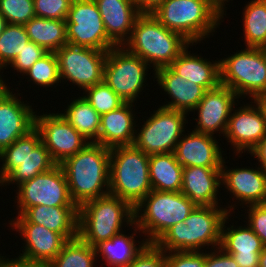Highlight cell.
I'll use <instances>...</instances> for the list:
<instances>
[{
  "label": "cell",
  "instance_id": "484cf974",
  "mask_svg": "<svg viewBox=\"0 0 266 267\" xmlns=\"http://www.w3.org/2000/svg\"><path fill=\"white\" fill-rule=\"evenodd\" d=\"M101 14L108 37L123 46L129 39L134 23L141 14L133 0H94ZM127 34V35H126Z\"/></svg>",
  "mask_w": 266,
  "mask_h": 267
},
{
  "label": "cell",
  "instance_id": "4fadbf2b",
  "mask_svg": "<svg viewBox=\"0 0 266 267\" xmlns=\"http://www.w3.org/2000/svg\"><path fill=\"white\" fill-rule=\"evenodd\" d=\"M17 210L21 215L27 208L45 206H76L73 202L65 172L61 165L36 175L17 186Z\"/></svg>",
  "mask_w": 266,
  "mask_h": 267
},
{
  "label": "cell",
  "instance_id": "681fc988",
  "mask_svg": "<svg viewBox=\"0 0 266 267\" xmlns=\"http://www.w3.org/2000/svg\"><path fill=\"white\" fill-rule=\"evenodd\" d=\"M258 267H266V246H264L260 253Z\"/></svg>",
  "mask_w": 266,
  "mask_h": 267
},
{
  "label": "cell",
  "instance_id": "83f0119b",
  "mask_svg": "<svg viewBox=\"0 0 266 267\" xmlns=\"http://www.w3.org/2000/svg\"><path fill=\"white\" fill-rule=\"evenodd\" d=\"M189 45L169 65L179 76L187 81L203 86L206 90L217 88L220 83V60L213 63L203 57L188 52Z\"/></svg>",
  "mask_w": 266,
  "mask_h": 267
},
{
  "label": "cell",
  "instance_id": "5b68a950",
  "mask_svg": "<svg viewBox=\"0 0 266 267\" xmlns=\"http://www.w3.org/2000/svg\"><path fill=\"white\" fill-rule=\"evenodd\" d=\"M123 222L134 225V207L109 193L79 207L78 236L95 247L120 233Z\"/></svg>",
  "mask_w": 266,
  "mask_h": 267
},
{
  "label": "cell",
  "instance_id": "277c9868",
  "mask_svg": "<svg viewBox=\"0 0 266 267\" xmlns=\"http://www.w3.org/2000/svg\"><path fill=\"white\" fill-rule=\"evenodd\" d=\"M152 15L196 45L215 32L225 14L211 0H166Z\"/></svg>",
  "mask_w": 266,
  "mask_h": 267
},
{
  "label": "cell",
  "instance_id": "2e32d148",
  "mask_svg": "<svg viewBox=\"0 0 266 267\" xmlns=\"http://www.w3.org/2000/svg\"><path fill=\"white\" fill-rule=\"evenodd\" d=\"M15 95L0 75V152L35 127L32 105Z\"/></svg>",
  "mask_w": 266,
  "mask_h": 267
},
{
  "label": "cell",
  "instance_id": "603a6c76",
  "mask_svg": "<svg viewBox=\"0 0 266 267\" xmlns=\"http://www.w3.org/2000/svg\"><path fill=\"white\" fill-rule=\"evenodd\" d=\"M229 216L222 223L220 248L232 255L239 267H258L260 253L265 245L247 225L226 228L225 222L228 223Z\"/></svg>",
  "mask_w": 266,
  "mask_h": 267
},
{
  "label": "cell",
  "instance_id": "8992f818",
  "mask_svg": "<svg viewBox=\"0 0 266 267\" xmlns=\"http://www.w3.org/2000/svg\"><path fill=\"white\" fill-rule=\"evenodd\" d=\"M195 207L182 192L152 190L134 207V231L148 234L146 241L154 244L170 227L184 221Z\"/></svg>",
  "mask_w": 266,
  "mask_h": 267
},
{
  "label": "cell",
  "instance_id": "836d02e7",
  "mask_svg": "<svg viewBox=\"0 0 266 267\" xmlns=\"http://www.w3.org/2000/svg\"><path fill=\"white\" fill-rule=\"evenodd\" d=\"M95 247L88 245L79 236L68 240L62 250L46 267H94Z\"/></svg>",
  "mask_w": 266,
  "mask_h": 267
},
{
  "label": "cell",
  "instance_id": "bcb514c9",
  "mask_svg": "<svg viewBox=\"0 0 266 267\" xmlns=\"http://www.w3.org/2000/svg\"><path fill=\"white\" fill-rule=\"evenodd\" d=\"M251 156L257 158L262 169L266 170V135L265 137L249 152Z\"/></svg>",
  "mask_w": 266,
  "mask_h": 267
},
{
  "label": "cell",
  "instance_id": "f6af8a7d",
  "mask_svg": "<svg viewBox=\"0 0 266 267\" xmlns=\"http://www.w3.org/2000/svg\"><path fill=\"white\" fill-rule=\"evenodd\" d=\"M140 13L152 14L166 0H133Z\"/></svg>",
  "mask_w": 266,
  "mask_h": 267
},
{
  "label": "cell",
  "instance_id": "1f68e13d",
  "mask_svg": "<svg viewBox=\"0 0 266 267\" xmlns=\"http://www.w3.org/2000/svg\"><path fill=\"white\" fill-rule=\"evenodd\" d=\"M65 110L64 113L60 114L78 133L82 134L88 142L99 143L101 115L83 95L74 99Z\"/></svg>",
  "mask_w": 266,
  "mask_h": 267
},
{
  "label": "cell",
  "instance_id": "7a4b0ae2",
  "mask_svg": "<svg viewBox=\"0 0 266 267\" xmlns=\"http://www.w3.org/2000/svg\"><path fill=\"white\" fill-rule=\"evenodd\" d=\"M229 206H196L184 221L170 227L154 244L164 252L201 251L209 245L217 250L223 220L236 205Z\"/></svg>",
  "mask_w": 266,
  "mask_h": 267
},
{
  "label": "cell",
  "instance_id": "60d3db41",
  "mask_svg": "<svg viewBox=\"0 0 266 267\" xmlns=\"http://www.w3.org/2000/svg\"><path fill=\"white\" fill-rule=\"evenodd\" d=\"M165 260L166 267H205V253L202 251L165 252Z\"/></svg>",
  "mask_w": 266,
  "mask_h": 267
},
{
  "label": "cell",
  "instance_id": "f1b7e54d",
  "mask_svg": "<svg viewBox=\"0 0 266 267\" xmlns=\"http://www.w3.org/2000/svg\"><path fill=\"white\" fill-rule=\"evenodd\" d=\"M149 178L152 190L180 192L183 166L173 152L149 155Z\"/></svg>",
  "mask_w": 266,
  "mask_h": 267
},
{
  "label": "cell",
  "instance_id": "4316f807",
  "mask_svg": "<svg viewBox=\"0 0 266 267\" xmlns=\"http://www.w3.org/2000/svg\"><path fill=\"white\" fill-rule=\"evenodd\" d=\"M133 107V103H125L120 108L101 115L99 144L108 148L133 145L137 131L134 128L136 123Z\"/></svg>",
  "mask_w": 266,
  "mask_h": 267
},
{
  "label": "cell",
  "instance_id": "d4e9b609",
  "mask_svg": "<svg viewBox=\"0 0 266 267\" xmlns=\"http://www.w3.org/2000/svg\"><path fill=\"white\" fill-rule=\"evenodd\" d=\"M221 168L184 167L181 191L196 206H218Z\"/></svg>",
  "mask_w": 266,
  "mask_h": 267
},
{
  "label": "cell",
  "instance_id": "ab89813d",
  "mask_svg": "<svg viewBox=\"0 0 266 267\" xmlns=\"http://www.w3.org/2000/svg\"><path fill=\"white\" fill-rule=\"evenodd\" d=\"M47 52L48 51H46L42 46H39L29 40L24 46V49L19 52L17 57L12 61L10 67H13L14 70L24 75V73Z\"/></svg>",
  "mask_w": 266,
  "mask_h": 267
},
{
  "label": "cell",
  "instance_id": "f907efd6",
  "mask_svg": "<svg viewBox=\"0 0 266 267\" xmlns=\"http://www.w3.org/2000/svg\"><path fill=\"white\" fill-rule=\"evenodd\" d=\"M215 5H217L223 12H226L224 11L225 8V4L226 2H228V0H211ZM226 1V2H225Z\"/></svg>",
  "mask_w": 266,
  "mask_h": 267
},
{
  "label": "cell",
  "instance_id": "7dc6e473",
  "mask_svg": "<svg viewBox=\"0 0 266 267\" xmlns=\"http://www.w3.org/2000/svg\"><path fill=\"white\" fill-rule=\"evenodd\" d=\"M4 256H0V267H42L36 264H32L29 262L22 261L18 258H12L9 260L8 258H3Z\"/></svg>",
  "mask_w": 266,
  "mask_h": 267
},
{
  "label": "cell",
  "instance_id": "ba28073f",
  "mask_svg": "<svg viewBox=\"0 0 266 267\" xmlns=\"http://www.w3.org/2000/svg\"><path fill=\"white\" fill-rule=\"evenodd\" d=\"M0 160L3 162L0 168V186L10 183L18 186L57 165L41 142V135L35 127L3 149Z\"/></svg>",
  "mask_w": 266,
  "mask_h": 267
},
{
  "label": "cell",
  "instance_id": "52a82bcc",
  "mask_svg": "<svg viewBox=\"0 0 266 267\" xmlns=\"http://www.w3.org/2000/svg\"><path fill=\"white\" fill-rule=\"evenodd\" d=\"M151 191L149 155L134 145L110 148L109 193L135 207Z\"/></svg>",
  "mask_w": 266,
  "mask_h": 267
},
{
  "label": "cell",
  "instance_id": "30bf717a",
  "mask_svg": "<svg viewBox=\"0 0 266 267\" xmlns=\"http://www.w3.org/2000/svg\"><path fill=\"white\" fill-rule=\"evenodd\" d=\"M148 65L123 46H116L107 51L103 80L126 103H134L145 85Z\"/></svg>",
  "mask_w": 266,
  "mask_h": 267
},
{
  "label": "cell",
  "instance_id": "9a60e30c",
  "mask_svg": "<svg viewBox=\"0 0 266 267\" xmlns=\"http://www.w3.org/2000/svg\"><path fill=\"white\" fill-rule=\"evenodd\" d=\"M35 128L41 135V142L57 165L90 143L60 113L35 115Z\"/></svg>",
  "mask_w": 266,
  "mask_h": 267
},
{
  "label": "cell",
  "instance_id": "d590c367",
  "mask_svg": "<svg viewBox=\"0 0 266 267\" xmlns=\"http://www.w3.org/2000/svg\"><path fill=\"white\" fill-rule=\"evenodd\" d=\"M25 74L29 75L34 84L41 87H52V85L61 83L56 53L47 52Z\"/></svg>",
  "mask_w": 266,
  "mask_h": 267
},
{
  "label": "cell",
  "instance_id": "e575fe53",
  "mask_svg": "<svg viewBox=\"0 0 266 267\" xmlns=\"http://www.w3.org/2000/svg\"><path fill=\"white\" fill-rule=\"evenodd\" d=\"M28 41L29 37L24 25L7 24L0 35V72L12 63Z\"/></svg>",
  "mask_w": 266,
  "mask_h": 267
},
{
  "label": "cell",
  "instance_id": "f35d334b",
  "mask_svg": "<svg viewBox=\"0 0 266 267\" xmlns=\"http://www.w3.org/2000/svg\"><path fill=\"white\" fill-rule=\"evenodd\" d=\"M73 0H33L36 17L66 20Z\"/></svg>",
  "mask_w": 266,
  "mask_h": 267
},
{
  "label": "cell",
  "instance_id": "f546056e",
  "mask_svg": "<svg viewBox=\"0 0 266 267\" xmlns=\"http://www.w3.org/2000/svg\"><path fill=\"white\" fill-rule=\"evenodd\" d=\"M136 233L131 236L123 234V231L116 234L110 240L102 241L95 246L96 254L101 255L109 267H127L149 244L142 240L137 247L135 243Z\"/></svg>",
  "mask_w": 266,
  "mask_h": 267
},
{
  "label": "cell",
  "instance_id": "c3c4849f",
  "mask_svg": "<svg viewBox=\"0 0 266 267\" xmlns=\"http://www.w3.org/2000/svg\"><path fill=\"white\" fill-rule=\"evenodd\" d=\"M252 100L259 107L266 120V91L257 94Z\"/></svg>",
  "mask_w": 266,
  "mask_h": 267
},
{
  "label": "cell",
  "instance_id": "6da1fadb",
  "mask_svg": "<svg viewBox=\"0 0 266 267\" xmlns=\"http://www.w3.org/2000/svg\"><path fill=\"white\" fill-rule=\"evenodd\" d=\"M60 165L71 198L78 208L85 202L109 194L110 148L90 142Z\"/></svg>",
  "mask_w": 266,
  "mask_h": 267
},
{
  "label": "cell",
  "instance_id": "8fae6325",
  "mask_svg": "<svg viewBox=\"0 0 266 267\" xmlns=\"http://www.w3.org/2000/svg\"><path fill=\"white\" fill-rule=\"evenodd\" d=\"M151 115L136 131L133 145L147 155L174 152L185 132L187 113L160 106Z\"/></svg>",
  "mask_w": 266,
  "mask_h": 267
},
{
  "label": "cell",
  "instance_id": "ffe728a7",
  "mask_svg": "<svg viewBox=\"0 0 266 267\" xmlns=\"http://www.w3.org/2000/svg\"><path fill=\"white\" fill-rule=\"evenodd\" d=\"M223 159L221 166V183L227 191L234 195L236 200L250 205L266 203V170L260 166L246 168H229L224 165ZM251 168V169H250ZM227 169V170H226Z\"/></svg>",
  "mask_w": 266,
  "mask_h": 267
},
{
  "label": "cell",
  "instance_id": "e0dca14e",
  "mask_svg": "<svg viewBox=\"0 0 266 267\" xmlns=\"http://www.w3.org/2000/svg\"><path fill=\"white\" fill-rule=\"evenodd\" d=\"M238 108H232L224 138L229 140L227 142H230L237 154L243 153V150L248 153L265 137L266 120L255 104Z\"/></svg>",
  "mask_w": 266,
  "mask_h": 267
},
{
  "label": "cell",
  "instance_id": "74e56055",
  "mask_svg": "<svg viewBox=\"0 0 266 267\" xmlns=\"http://www.w3.org/2000/svg\"><path fill=\"white\" fill-rule=\"evenodd\" d=\"M0 13L10 24L24 25L36 17L33 0H0Z\"/></svg>",
  "mask_w": 266,
  "mask_h": 267
},
{
  "label": "cell",
  "instance_id": "b9f144b4",
  "mask_svg": "<svg viewBox=\"0 0 266 267\" xmlns=\"http://www.w3.org/2000/svg\"><path fill=\"white\" fill-rule=\"evenodd\" d=\"M127 267H166L165 252L148 244Z\"/></svg>",
  "mask_w": 266,
  "mask_h": 267
},
{
  "label": "cell",
  "instance_id": "7c38bea8",
  "mask_svg": "<svg viewBox=\"0 0 266 267\" xmlns=\"http://www.w3.org/2000/svg\"><path fill=\"white\" fill-rule=\"evenodd\" d=\"M68 44L108 51L117 45L108 37L94 0H73L66 18Z\"/></svg>",
  "mask_w": 266,
  "mask_h": 267
},
{
  "label": "cell",
  "instance_id": "3957f363",
  "mask_svg": "<svg viewBox=\"0 0 266 267\" xmlns=\"http://www.w3.org/2000/svg\"><path fill=\"white\" fill-rule=\"evenodd\" d=\"M188 45L194 43L167 29L152 14L141 13L123 47L146 63L153 64L150 67L155 71L169 66Z\"/></svg>",
  "mask_w": 266,
  "mask_h": 267
},
{
  "label": "cell",
  "instance_id": "d6a6232c",
  "mask_svg": "<svg viewBox=\"0 0 266 267\" xmlns=\"http://www.w3.org/2000/svg\"><path fill=\"white\" fill-rule=\"evenodd\" d=\"M243 11L246 47L261 48L266 43V0H251Z\"/></svg>",
  "mask_w": 266,
  "mask_h": 267
},
{
  "label": "cell",
  "instance_id": "44dd1931",
  "mask_svg": "<svg viewBox=\"0 0 266 267\" xmlns=\"http://www.w3.org/2000/svg\"><path fill=\"white\" fill-rule=\"evenodd\" d=\"M221 150L213 135L192 130L187 136L182 135L173 153L183 168H221L224 158Z\"/></svg>",
  "mask_w": 266,
  "mask_h": 267
},
{
  "label": "cell",
  "instance_id": "9c48e42d",
  "mask_svg": "<svg viewBox=\"0 0 266 267\" xmlns=\"http://www.w3.org/2000/svg\"><path fill=\"white\" fill-rule=\"evenodd\" d=\"M220 83L240 98L266 91V57L261 48L246 47L220 60Z\"/></svg>",
  "mask_w": 266,
  "mask_h": 267
},
{
  "label": "cell",
  "instance_id": "d6986e66",
  "mask_svg": "<svg viewBox=\"0 0 266 267\" xmlns=\"http://www.w3.org/2000/svg\"><path fill=\"white\" fill-rule=\"evenodd\" d=\"M25 242L18 259L46 267L62 250L67 240L59 233L34 223H9Z\"/></svg>",
  "mask_w": 266,
  "mask_h": 267
},
{
  "label": "cell",
  "instance_id": "ee69618b",
  "mask_svg": "<svg viewBox=\"0 0 266 267\" xmlns=\"http://www.w3.org/2000/svg\"><path fill=\"white\" fill-rule=\"evenodd\" d=\"M214 252L205 253V267H239L233 256L227 254L220 247Z\"/></svg>",
  "mask_w": 266,
  "mask_h": 267
},
{
  "label": "cell",
  "instance_id": "4dcf8cb0",
  "mask_svg": "<svg viewBox=\"0 0 266 267\" xmlns=\"http://www.w3.org/2000/svg\"><path fill=\"white\" fill-rule=\"evenodd\" d=\"M24 27L29 40L48 52H56L68 44L66 20L34 17Z\"/></svg>",
  "mask_w": 266,
  "mask_h": 267
},
{
  "label": "cell",
  "instance_id": "f5cc1de1",
  "mask_svg": "<svg viewBox=\"0 0 266 267\" xmlns=\"http://www.w3.org/2000/svg\"><path fill=\"white\" fill-rule=\"evenodd\" d=\"M261 50L263 51V53L266 57V43L261 47Z\"/></svg>",
  "mask_w": 266,
  "mask_h": 267
},
{
  "label": "cell",
  "instance_id": "7bdbcfd3",
  "mask_svg": "<svg viewBox=\"0 0 266 267\" xmlns=\"http://www.w3.org/2000/svg\"><path fill=\"white\" fill-rule=\"evenodd\" d=\"M247 209L248 226L257 234L266 246V203L250 205Z\"/></svg>",
  "mask_w": 266,
  "mask_h": 267
},
{
  "label": "cell",
  "instance_id": "8d00e7d4",
  "mask_svg": "<svg viewBox=\"0 0 266 267\" xmlns=\"http://www.w3.org/2000/svg\"><path fill=\"white\" fill-rule=\"evenodd\" d=\"M84 94L85 99L100 115L114 111L126 103L104 80L85 89Z\"/></svg>",
  "mask_w": 266,
  "mask_h": 267
},
{
  "label": "cell",
  "instance_id": "cb8c5ba5",
  "mask_svg": "<svg viewBox=\"0 0 266 267\" xmlns=\"http://www.w3.org/2000/svg\"><path fill=\"white\" fill-rule=\"evenodd\" d=\"M154 72L160 88L164 89L172 99L162 107L188 114V112H193L207 91L203 86L177 75L169 66L158 68Z\"/></svg>",
  "mask_w": 266,
  "mask_h": 267
},
{
  "label": "cell",
  "instance_id": "5bb4252c",
  "mask_svg": "<svg viewBox=\"0 0 266 267\" xmlns=\"http://www.w3.org/2000/svg\"><path fill=\"white\" fill-rule=\"evenodd\" d=\"M60 80L87 89L103 81L107 51L65 44L56 52Z\"/></svg>",
  "mask_w": 266,
  "mask_h": 267
},
{
  "label": "cell",
  "instance_id": "ac0fdd59",
  "mask_svg": "<svg viewBox=\"0 0 266 267\" xmlns=\"http://www.w3.org/2000/svg\"><path fill=\"white\" fill-rule=\"evenodd\" d=\"M239 99L229 87L219 85L207 90L193 111H198V121L194 131L213 135L214 132L225 134L232 108Z\"/></svg>",
  "mask_w": 266,
  "mask_h": 267
},
{
  "label": "cell",
  "instance_id": "816d5d0a",
  "mask_svg": "<svg viewBox=\"0 0 266 267\" xmlns=\"http://www.w3.org/2000/svg\"><path fill=\"white\" fill-rule=\"evenodd\" d=\"M7 21L5 20L4 16L0 13V35L5 30V27L7 26Z\"/></svg>",
  "mask_w": 266,
  "mask_h": 267
},
{
  "label": "cell",
  "instance_id": "7402d4cb",
  "mask_svg": "<svg viewBox=\"0 0 266 267\" xmlns=\"http://www.w3.org/2000/svg\"><path fill=\"white\" fill-rule=\"evenodd\" d=\"M77 206L38 205L27 208L10 223H34L61 234L67 241L78 237Z\"/></svg>",
  "mask_w": 266,
  "mask_h": 267
}]
</instances>
